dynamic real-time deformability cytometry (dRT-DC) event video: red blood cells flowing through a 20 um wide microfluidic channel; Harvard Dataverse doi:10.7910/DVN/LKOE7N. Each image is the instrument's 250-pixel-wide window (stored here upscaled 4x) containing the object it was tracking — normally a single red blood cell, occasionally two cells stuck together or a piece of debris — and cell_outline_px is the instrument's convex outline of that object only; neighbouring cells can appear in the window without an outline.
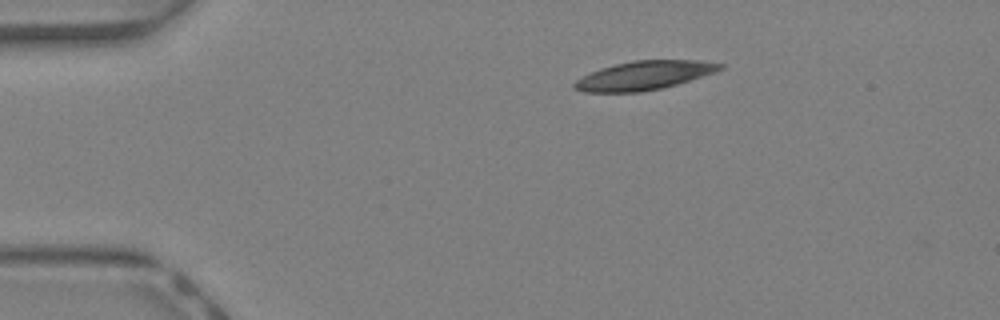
{"species": "Egyptian fruit bat (a non-hibernating species)", "species_latin": "Rousettus aegyptiacus", "temperature_condition": "warm", "stored_images_in_passage": 37, "camera_frame_rate_fps": 3000, "um_per_image_px": 0.085, "animal": {"sex": "female"}, "frame": {"image": 1, "passage_image": 1, "time_ms": 0.0, "image_size_px": [1000, 320], "cell_outline_px": [[724, 68], [716, 72], [676, 84], [660, 88], [640, 92], [584, 92], [572, 88], [572, 84], [576, 80], [600, 68], [632, 60], [700, 60], [724, 64]], "centroid_in_image_um": [54.75, 6.41], "position_along_channel_um": 30.2, "area_um2": 24.33}}
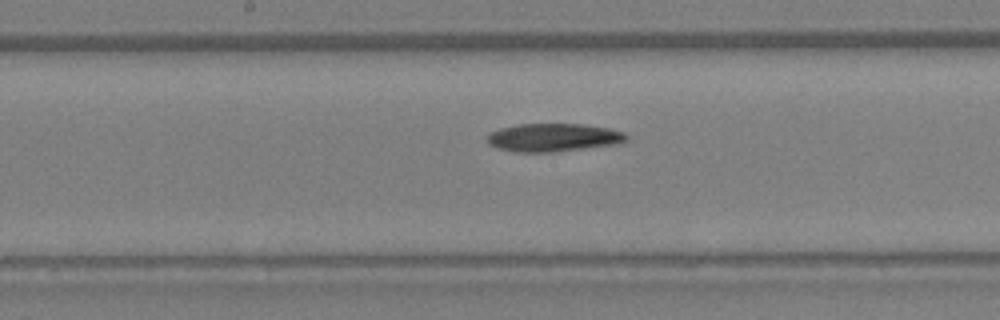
{"frame": {"image": 2, "passage_image": 16, "time_ms": 5.0, "image_size_px": [1000, 320], "cell_outline_px": [[628, 140], [616, 144], [552, 152], [516, 152], [500, 148], [488, 144], [488, 132], [500, 128], [516, 124], [584, 124], [608, 128], [624, 132], [628, 136]], "centroid_in_image_um": [47.03, 11.68], "position_along_channel_um": 201.2, "area_um2": 22.77}}
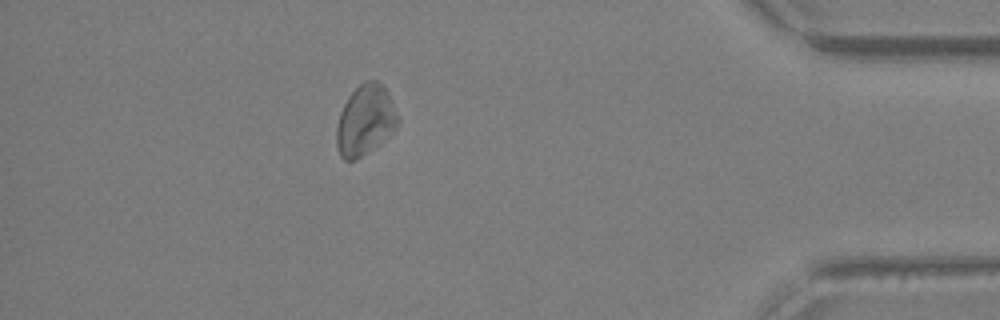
{"frame": {"image": 3, "passage_image": 32, "time_ms": 10.333, "image_size_px": [1000, 320], "cell_outline_px": [[400, 120], [380, 144], [356, 160], [344, 160], [340, 156], [336, 144], [336, 128], [340, 112], [348, 96], [364, 80], [380, 80], [384, 84], [388, 92]], "centroid_in_image_um": [31.03, 10.2], "position_along_channel_um": 404.2, "area_um2": 25.2}, "authors_computed_cell_mechanics": {"area_um2": 24.3338, "velocity_mm_per_s": 4.6257, "shape_relaxation_time_tau1_ms": 9.5464, "shape_relaxation_time_tau2_ms": null, "deformation_change_tau1": 0.171, "deformation_change_tau2": null}}